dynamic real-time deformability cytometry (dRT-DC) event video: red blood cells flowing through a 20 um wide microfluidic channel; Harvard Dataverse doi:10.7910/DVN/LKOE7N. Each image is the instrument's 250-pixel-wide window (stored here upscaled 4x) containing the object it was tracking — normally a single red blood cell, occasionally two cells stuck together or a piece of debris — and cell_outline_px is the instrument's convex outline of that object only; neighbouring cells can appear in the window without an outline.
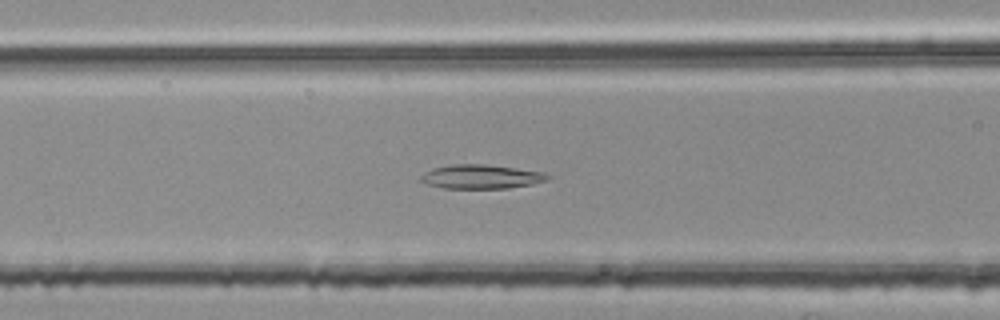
{"species": "common noctule bat (a hibernating species)", "species_latin": "Nyctalus noctula", "temperature_condition": "room temperature", "stored_images_in_passage": 43, "camera_frame_rate_fps": 3000, "um_per_image_px": 0.085, "animal": {"sex": "female", "body_mass_g": 25.1}, "frame": {"image": 1, "passage_image": 15, "time_ms": 4.667, "image_size_px": [1000, 320], "cell_outline_px": [[552, 176], [548, 180], [532, 184], [508, 188], [444, 188], [424, 184], [420, 180], [420, 176], [424, 172], [432, 168], [452, 164], [484, 164], [516, 168], [544, 172]], "centroid_in_image_um": [40.88, 15.01], "position_along_channel_um": 125.7, "area_um2": 17.92}}
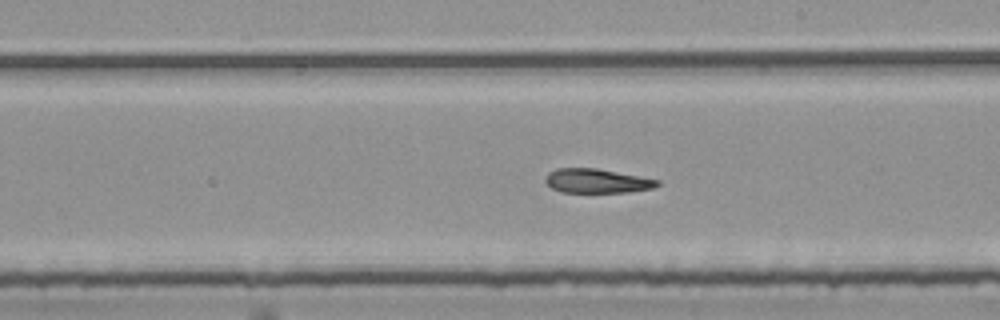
{"frame": {"image": 2, "passage_image": 24, "time_ms": 7.667, "image_size_px": [1000, 320], "cell_outline_px": [[660, 184], [652, 188], [628, 192], [560, 192], [552, 188], [544, 180], [548, 172], [556, 168], [596, 168], [660, 180]], "centroid_in_image_um": [50.71, 15.37], "position_along_channel_um": 238.3, "area_um2": 15.72}}
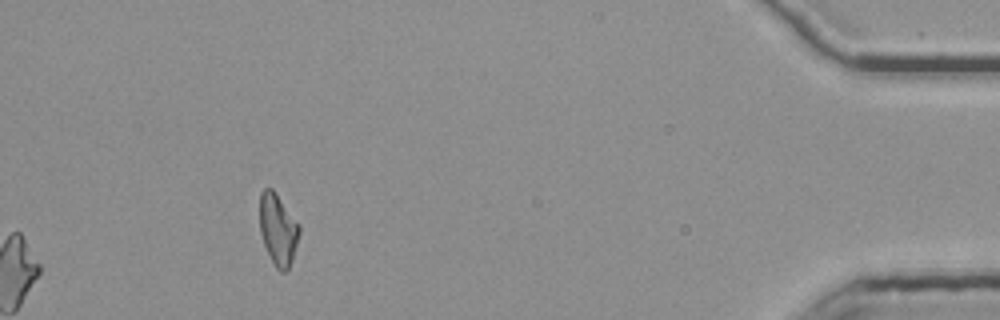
{"frame": {"image": 3, "passage_image": 43, "time_ms": 14.0, "image_size_px": [1000, 320], "cell_outline_px": [[300, 232], [292, 260], [288, 268], [284, 272], [280, 272], [276, 268], [264, 244], [260, 232], [260, 192], [264, 188], [272, 188], [276, 192], [300, 224]], "centroid_in_image_um": [23.64, 19.47], "position_along_channel_um": 411.6, "area_um2": 16.47}}